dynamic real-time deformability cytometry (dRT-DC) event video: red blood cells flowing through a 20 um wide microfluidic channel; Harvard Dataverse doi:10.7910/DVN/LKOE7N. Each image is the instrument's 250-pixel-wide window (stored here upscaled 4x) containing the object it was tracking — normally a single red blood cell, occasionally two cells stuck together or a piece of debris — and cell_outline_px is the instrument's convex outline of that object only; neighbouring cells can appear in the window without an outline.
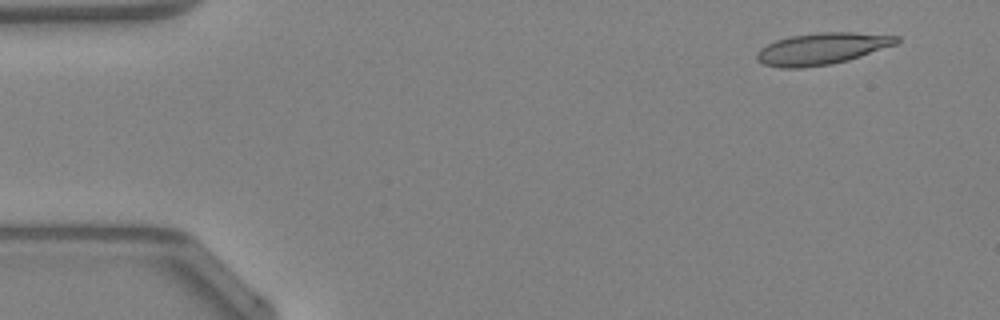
{"species": "Egyptian fruit bat (a non-hibernating species)", "species_latin": "Rousettus aegyptiacus", "temperature_condition": "warm", "stored_images_in_passage": 48, "camera_frame_rate_fps": 3000, "um_per_image_px": 0.085, "animal": {"sex": "female"}, "frame": {"image": 1, "passage_image": 4, "time_ms": 1.0, "image_size_px": [1000, 320], "cell_outline_px": [[900, 40], [896, 44], [848, 60], [832, 64], [804, 68], [780, 68], [764, 64], [756, 60], [756, 52], [760, 48], [776, 40], [792, 36], [816, 32], [856, 32], [900, 36]], "centroid_in_image_um": [69.84, 4.14], "position_along_channel_um": 15.2, "area_um2": 25.89}}
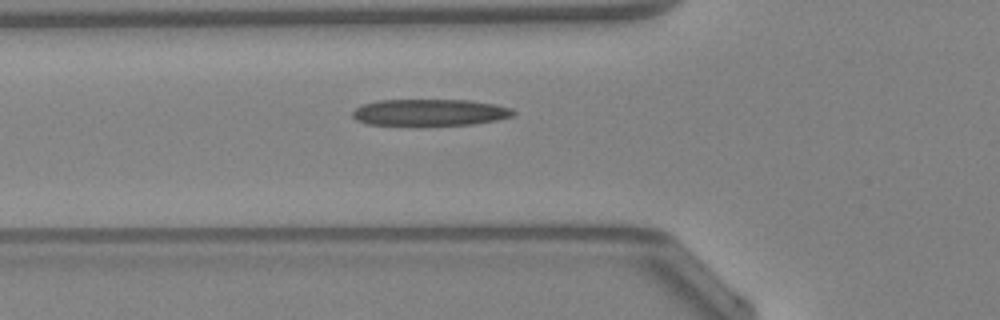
{"frame": {"image": 2, "passage_image": 17, "time_ms": 5.333, "image_size_px": [1000, 320], "cell_outline_px": [[516, 112], [512, 116], [500, 120], [472, 124], [368, 124], [356, 120], [352, 116], [352, 112], [360, 104], [376, 100], [468, 100], [496, 104], [512, 108]], "centroid_in_image_um": [36.55, 9.53], "position_along_channel_um": 89.2, "area_um2": 24.8}}
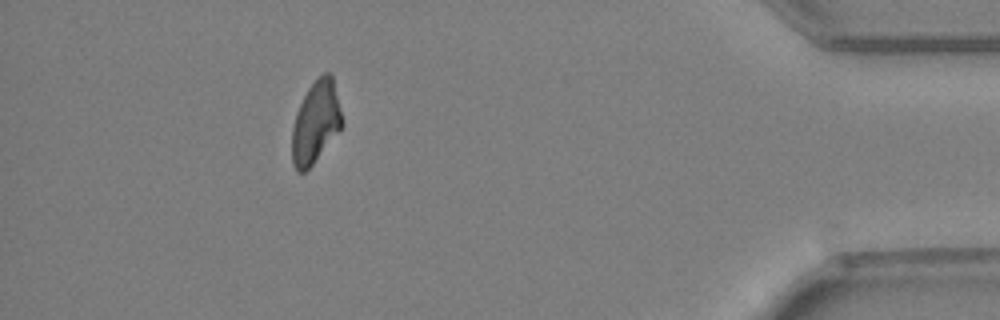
{"frame": {"image": 3, "passage_image": 43, "time_ms": 14.0, "image_size_px": [1000, 320], "cell_outline_px": [[344, 124], [312, 164], [304, 172], [296, 172], [292, 164], [292, 128], [296, 112], [308, 88], [324, 72], [328, 72], [332, 76]], "centroid_in_image_um": [26.82, 10.41], "position_along_channel_um": 408.4, "area_um2": 23.52}, "authors_computed_cell_mechanics": {"area_um2": 25.3164, "velocity_mm_per_s": 4.3014, "shape_relaxation_time_tau1_ms": null, "shape_relaxation_time_tau2_ms": 10.0871, "deformation_change_tau1": null, "deformation_change_tau2": 0.2736}}